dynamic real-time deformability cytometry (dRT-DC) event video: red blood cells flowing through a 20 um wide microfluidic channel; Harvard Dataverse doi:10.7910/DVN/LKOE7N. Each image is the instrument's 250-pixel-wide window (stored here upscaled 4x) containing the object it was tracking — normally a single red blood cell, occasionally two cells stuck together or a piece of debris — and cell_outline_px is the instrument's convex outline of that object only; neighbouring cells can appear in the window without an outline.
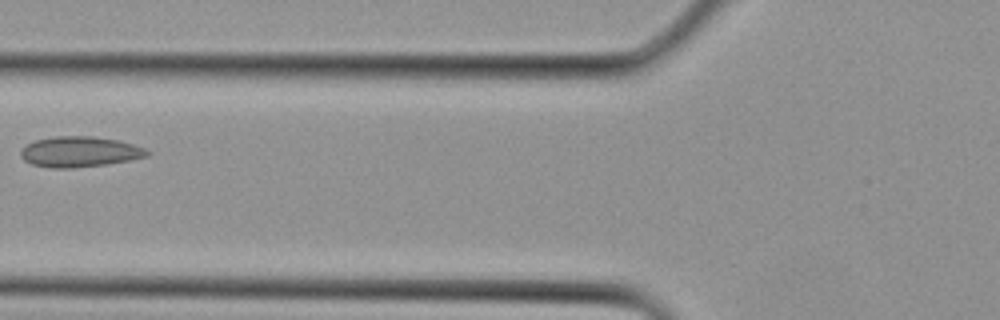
{"species": "Egyptian fruit bat (a non-hibernating species)", "species_latin": "Rousettus aegyptiacus", "temperature_condition": "cold", "stored_images_in_passage": 4, "camera_frame_rate_fps": 3000, "um_per_image_px": 0.085, "animal": {"sex": "female"}, "frame": {"image": 1, "passage_image": 4, "time_ms": 1.0, "image_size_px": [1000, 320], "cell_outline_px": [[152, 152], [148, 156], [108, 164], [72, 168], [52, 168], [32, 164], [24, 160], [20, 156], [20, 148], [36, 140], [56, 136], [92, 136], [116, 140], [132, 144], [144, 148]], "centroid_in_image_um": [6.76, 12.9], "position_along_channel_um": 119.0, "area_um2": 22.43}}